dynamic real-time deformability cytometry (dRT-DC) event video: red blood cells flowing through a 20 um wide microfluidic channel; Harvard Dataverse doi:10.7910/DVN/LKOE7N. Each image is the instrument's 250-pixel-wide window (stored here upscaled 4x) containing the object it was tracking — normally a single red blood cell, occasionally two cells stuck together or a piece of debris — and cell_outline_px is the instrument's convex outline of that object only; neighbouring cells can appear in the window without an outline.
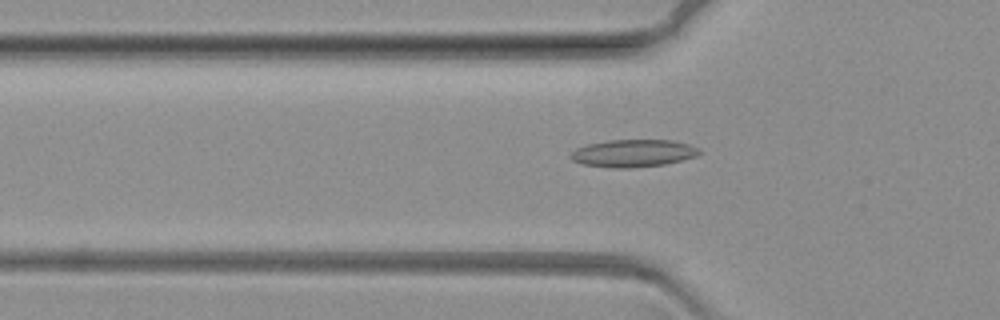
{"species": "common noctule bat (a hibernating species)", "species_latin": "Nyctalus noctula", "temperature_condition": "warm", "stored_images_in_passage": 51, "camera_frame_rate_fps": 3000, "um_per_image_px": 0.085, "animal": {"sex": "female", "body_mass_g": 19.3, "forearm_length_mm": 54.1}, "frame": {"image": 1, "passage_image": 5, "time_ms": 1.333, "image_size_px": [1000, 320], "cell_outline_px": [[700, 152], [696, 156], [664, 164], [632, 168], [612, 168], [584, 164], [572, 160], [568, 156], [576, 148], [588, 144], [608, 140], [672, 140], [688, 144], [700, 148]], "centroid_in_image_um": [53.8, 13.02], "position_along_channel_um": 72.0, "area_um2": 20.52}}
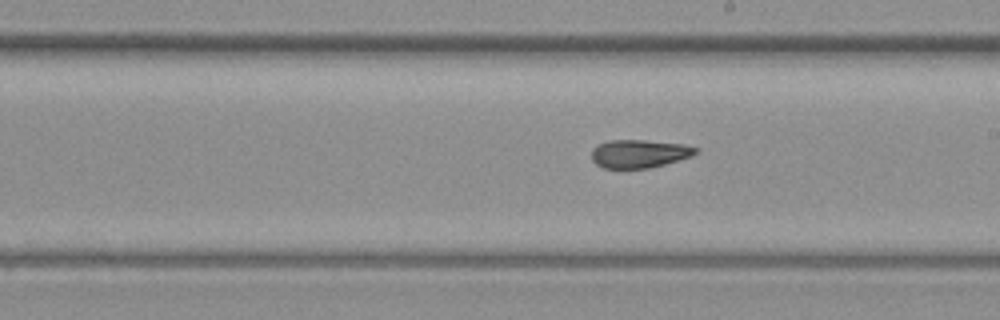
{"frame": {"image": 2, "passage_image": 21, "time_ms": 6.667, "image_size_px": [1000, 320], "cell_outline_px": [[696, 152], [692, 156], [664, 164], [648, 168], [604, 168], [596, 164], [592, 160], [592, 148], [608, 140], [644, 140], [684, 144], [696, 148]], "centroid_in_image_um": [54.31, 13.06], "position_along_channel_um": 234.7, "area_um2": 16.94}}
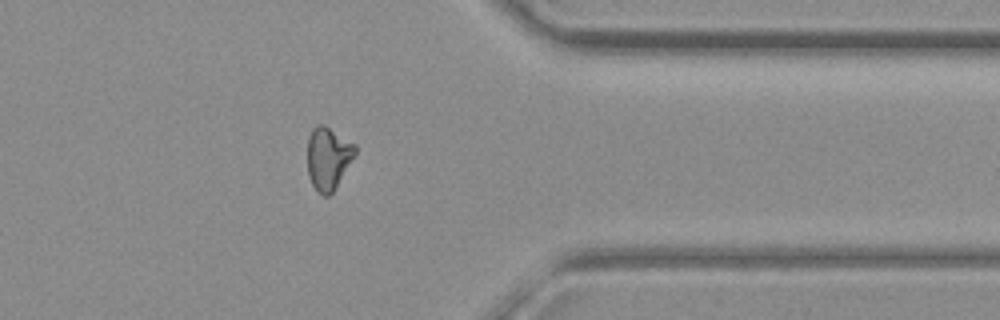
{"frame": {"image": 3, "passage_image": 37, "time_ms": 12.0, "image_size_px": [1000, 320], "cell_outline_px": [[356, 152], [336, 188], [328, 196], [324, 196], [312, 184], [308, 176], [308, 140], [312, 128], [320, 124], [324, 124], [356, 144]], "centroid_in_image_um": [27.9, 13.43], "position_along_channel_um": 383.5, "area_um2": 17.28}}